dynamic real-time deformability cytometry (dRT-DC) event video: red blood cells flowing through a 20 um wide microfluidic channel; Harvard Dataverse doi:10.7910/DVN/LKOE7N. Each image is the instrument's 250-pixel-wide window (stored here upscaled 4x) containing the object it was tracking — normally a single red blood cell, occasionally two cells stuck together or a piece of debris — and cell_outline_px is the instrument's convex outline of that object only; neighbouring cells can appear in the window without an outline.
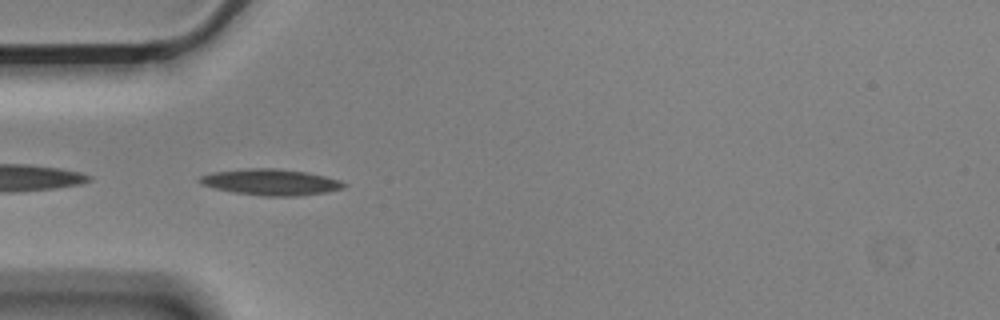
{"species": "Egyptian fruit bat (a non-hibernating species)", "species_latin": "Rousettus aegyptiacus", "temperature_condition": "cold", "stored_images_in_passage": 40, "camera_frame_rate_fps": 3000, "um_per_image_px": 0.085, "animal": {"sex": "male"}, "frame": {"image": 1, "passage_image": 1, "time_ms": 0.0, "image_size_px": [1000, 320], "cell_outline_px": [[348, 184], [344, 188], [328, 192], [300, 196], [264, 196], [232, 192], [200, 184], [196, 180], [200, 176], [212, 172], [248, 168], [276, 168], [304, 172], [324, 176], [340, 180]], "centroid_in_image_um": [23.02, 15.48], "position_along_channel_um": 62.0, "area_um2": 22.08}}
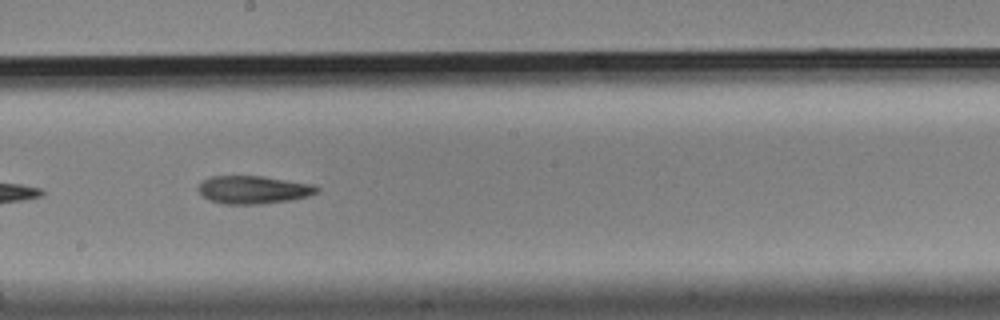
{"frame": {"image": 2, "passage_image": 15, "time_ms": 4.667, "image_size_px": [1000, 320], "cell_outline_px": [[320, 188], [316, 192], [308, 196], [288, 200], [260, 204], [224, 204], [208, 200], [200, 192], [200, 184], [204, 180], [212, 176], [264, 176], [316, 184]], "centroid_in_image_um": [21.58, 16.12], "position_along_channel_um": 226.6, "area_um2": 19.25}}
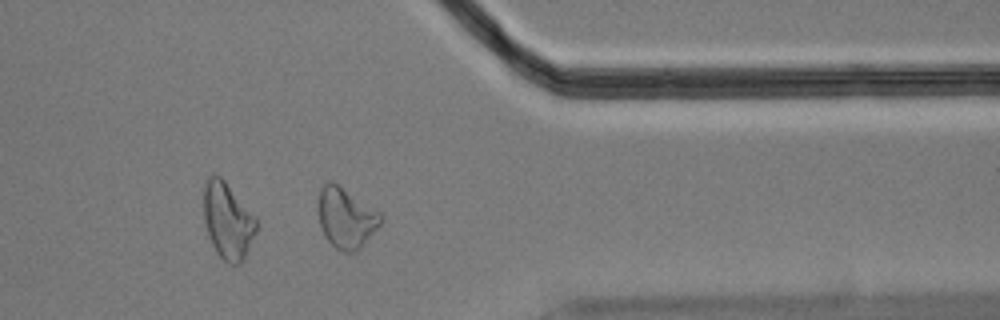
{"frame": {"image": 3, "passage_image": 29, "time_ms": 9.333, "image_size_px": [1000, 320], "cell_outline_px": [[384, 220], [360, 248], [356, 252], [344, 252], [336, 248], [324, 236], [320, 224], [316, 208], [320, 188], [324, 184], [332, 180], [380, 212], [384, 216]], "centroid_in_image_um": [29.4, 18.5], "position_along_channel_um": 382.0, "area_um2": 22.2}, "authors_computed_cell_mechanics": {"area_um2": 19.8832, "velocity_mm_per_s": 3.5495, "shape_relaxation_time_tau1_ms": 7.0789, "shape_relaxation_time_tau2_ms": 10.8107, "deformation_change_tau1": 0.1797, "deformation_change_tau2": 0.2078}}